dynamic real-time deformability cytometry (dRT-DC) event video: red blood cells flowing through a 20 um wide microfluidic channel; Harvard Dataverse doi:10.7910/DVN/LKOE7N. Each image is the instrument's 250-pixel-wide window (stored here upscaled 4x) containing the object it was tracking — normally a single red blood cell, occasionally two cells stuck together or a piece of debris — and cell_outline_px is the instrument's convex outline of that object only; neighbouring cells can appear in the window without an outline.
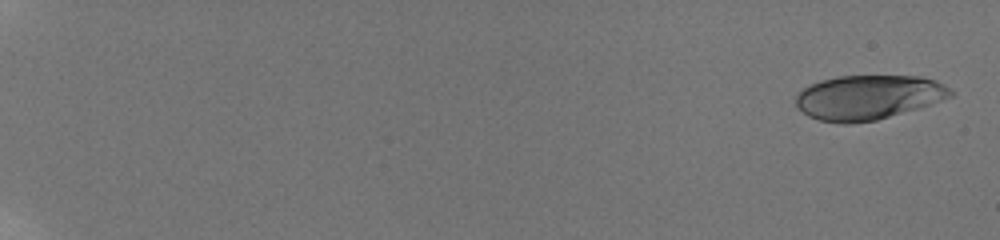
{"species": "human", "species_latin": "Homo sapiens", "temperature_condition": "room temperature", "stored_images_in_passage": 74, "camera_frame_rate_fps": 3000, "um_per_image_px": 0.085, "donor": {"sex": "male"}, "frame": {"image": 1, "passage_image": 1, "time_ms": 0.0, "image_size_px": [1000, 240], "cell_outline_px": [[956, 92], [952, 96], [916, 108], [876, 120], [848, 124], [840, 124], [820, 120], [808, 116], [796, 108], [796, 96], [804, 88], [820, 80], [836, 76], [924, 76], [936, 80], [944, 84]], "centroid_in_image_um": [73.79, 8.26], "position_along_channel_um": 11.2, "area_um2": 40.11}}
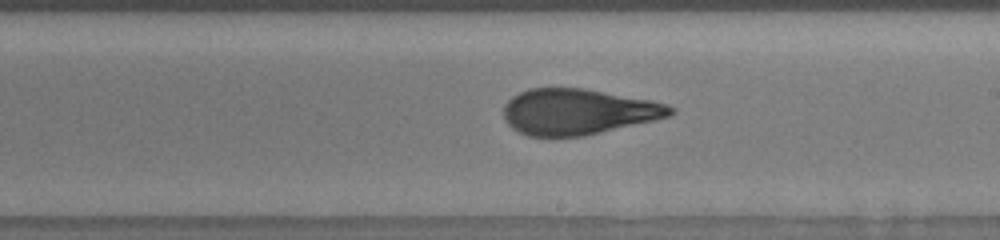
{"frame": {"image": 2, "passage_image": 46, "time_ms": 12.0, "image_size_px": [1000, 240], "cell_outline_px": [[676, 112], [672, 116], [584, 136], [528, 136], [512, 128], [504, 120], [504, 104], [512, 96], [528, 88], [584, 88], [652, 100], [668, 104], [676, 108]], "centroid_in_image_um": [49.16, 9.49], "position_along_channel_um": 239.8, "area_um2": 44.74}}
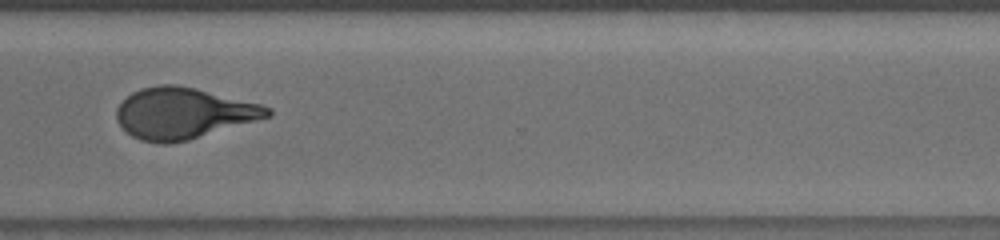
{"frame": {"image": 3, "passage_image": 59, "time_ms": 15.0, "image_size_px": [1000, 240], "cell_outline_px": [[272, 116], [188, 140], [168, 144], [160, 144], [140, 140], [132, 136], [116, 120], [116, 108], [132, 92], [140, 88], [160, 84], [176, 84], [196, 88], [260, 104], [272, 108]], "centroid_in_image_um": [15.58, 9.62], "position_along_channel_um": 355.0, "area_um2": 44.91}, "authors_computed_cell_mechanics": {"area_um2": 43.8991, "velocity_mm_per_s": 3.8382, "shape_relaxation_time_tau1_ms": 9.4665, "shape_relaxation_time_tau2_ms": 0.9784, "deformation_change_tau1": 0.313, "deformation_change_tau2": 0.0866}}